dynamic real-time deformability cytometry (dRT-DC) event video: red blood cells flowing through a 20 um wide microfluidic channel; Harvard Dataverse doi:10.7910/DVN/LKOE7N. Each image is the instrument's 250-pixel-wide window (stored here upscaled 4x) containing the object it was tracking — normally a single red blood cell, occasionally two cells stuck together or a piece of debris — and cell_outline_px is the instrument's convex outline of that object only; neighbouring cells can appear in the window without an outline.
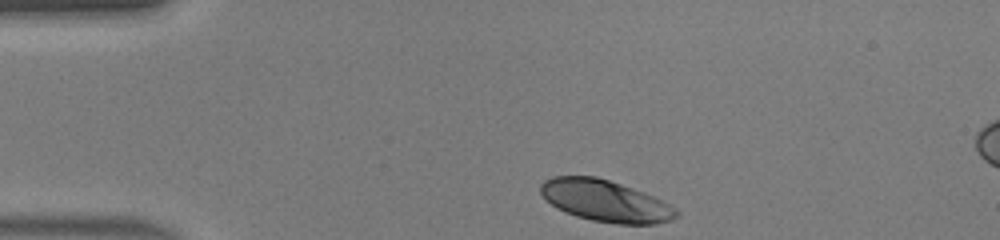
{"species": "human", "species_latin": "Homo sapiens", "temperature_condition": "warm", "stored_images_in_passage": 31, "camera_frame_rate_fps": 3000, "um_per_image_px": 0.085, "donor": {"sex": "male"}, "frame": {"image": 1, "passage_image": 1, "time_ms": 0.0, "image_size_px": [1000, 240], "cell_outline_px": [[680, 216], [672, 220], [656, 224], [616, 224], [592, 220], [576, 216], [564, 212], [556, 208], [540, 192], [540, 184], [544, 180], [552, 176], [596, 176], [644, 192], [676, 208], [680, 212]], "centroid_in_image_um": [51.47, 17.08], "position_along_channel_um": 33.5, "area_um2": 32.89}}
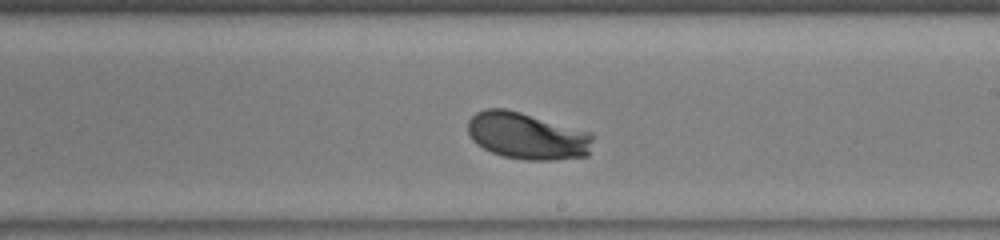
{"frame": {"image": 2, "passage_image": 19, "time_ms": 6.0, "image_size_px": [1000, 240], "cell_outline_px": [[592, 140], [588, 156], [556, 160], [524, 160], [504, 156], [492, 152], [476, 144], [472, 140], [468, 132], [468, 120], [476, 112], [484, 108], [504, 108], [520, 112], [592, 132]], "centroid_in_image_um": [44.8, 11.55], "position_along_channel_um": 244.2, "area_um2": 34.28}}
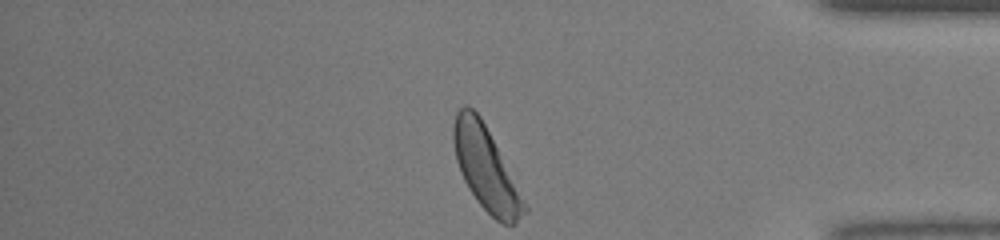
{"frame": {"image": 3, "passage_image": 31, "time_ms": 10.0, "image_size_px": [1000, 240], "cell_outline_px": [[528, 212], [516, 224], [504, 224], [496, 220], [476, 200], [468, 188], [460, 172], [456, 160], [452, 140], [452, 128], [456, 112], [464, 104], [468, 104], [480, 116], [528, 204]], "centroid_in_image_um": [41.31, 14.34], "position_along_channel_um": 393.9, "area_um2": 34.51}, "authors_computed_cell_mechanics": {"area_um2": 33.9286, "velocity_mm_per_s": 4.3904, "shape_relaxation_time_tau1_ms": 1.8668, "shape_relaxation_time_tau2_ms": null, "deformation_change_tau1": 0.1514, "deformation_change_tau2": null}}